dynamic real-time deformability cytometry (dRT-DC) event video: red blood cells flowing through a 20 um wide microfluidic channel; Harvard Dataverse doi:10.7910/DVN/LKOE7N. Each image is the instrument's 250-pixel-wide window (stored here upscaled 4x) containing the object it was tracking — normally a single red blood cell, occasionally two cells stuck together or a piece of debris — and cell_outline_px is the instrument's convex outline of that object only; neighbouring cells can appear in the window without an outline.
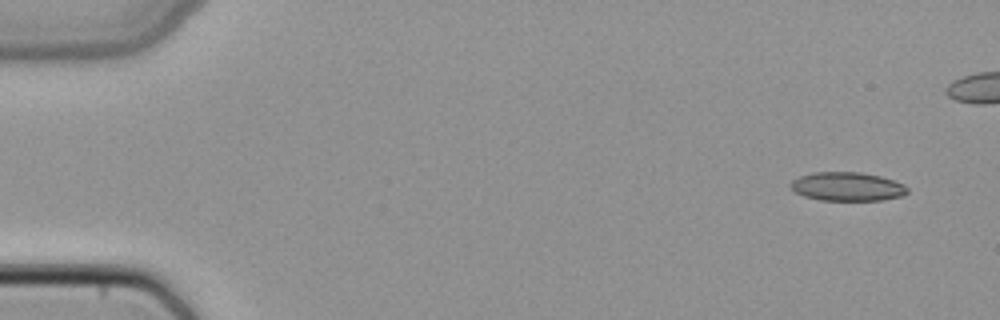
{"species": "common noctule bat (a hibernating species)", "species_latin": "Nyctalus noctula", "temperature_condition": "cold", "stored_images_in_passage": 6, "camera_frame_rate_fps": 3000, "um_per_image_px": 0.085, "animal": {"sex": "female", "body_mass_g": 22.7, "forearm_length_mm": 54.2}, "frame": {"image": 1, "passage_image": 1, "time_ms": 0.0, "image_size_px": [1000, 320], "cell_outline_px": [[908, 192], [904, 196], [884, 200], [820, 200], [804, 196], [796, 192], [788, 184], [792, 180], [800, 176], [812, 172], [860, 172], [880, 176], [904, 184], [908, 188]], "centroid_in_image_um": [72.03, 15.86], "position_along_channel_um": 13.0, "area_um2": 19.65}}
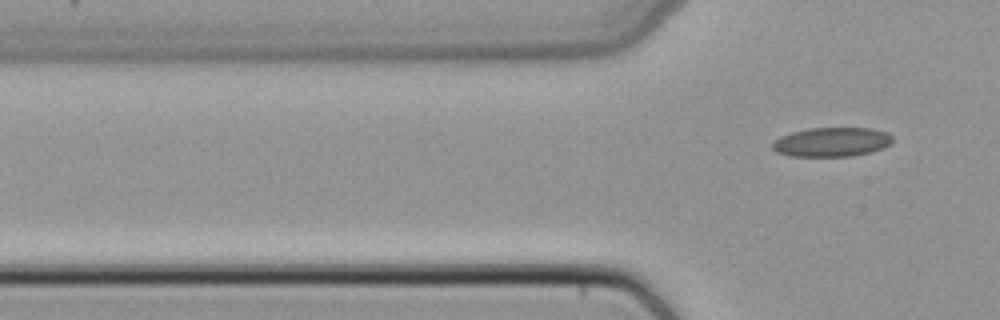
{"frame": {"image": 2, "passage_image": 6, "time_ms": 1.667, "image_size_px": [1000, 320], "cell_outline_px": [[892, 144], [884, 148], [852, 156], [788, 156], [776, 152], [772, 148], [772, 144], [780, 136], [792, 132], [808, 128], [872, 128], [888, 132], [892, 136]], "centroid_in_image_um": [70.71, 12.07], "position_along_channel_um": 55.1, "area_um2": 20.58}}